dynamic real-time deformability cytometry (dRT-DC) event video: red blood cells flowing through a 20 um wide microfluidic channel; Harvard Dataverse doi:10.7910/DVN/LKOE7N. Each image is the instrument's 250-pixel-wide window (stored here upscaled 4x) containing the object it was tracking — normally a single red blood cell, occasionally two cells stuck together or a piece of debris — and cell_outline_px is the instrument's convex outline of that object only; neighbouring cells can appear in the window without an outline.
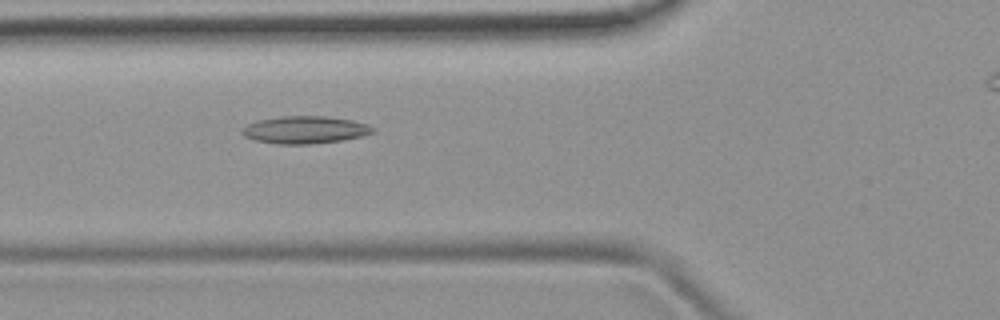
{"species": "common noctule bat (a hibernating species)", "species_latin": "Nyctalus noctula", "temperature_condition": "room temperature", "stored_images_in_passage": 47, "camera_frame_rate_fps": 3000, "um_per_image_px": 0.085, "animal": {"sex": "female", "body_mass_g": 19.9}, "frame": {"image": 1, "passage_image": 19, "time_ms": 6.0, "image_size_px": [1000, 320], "cell_outline_px": [[376, 132], [364, 136], [340, 140], [308, 144], [276, 144], [256, 140], [244, 136], [240, 132], [240, 128], [256, 120], [280, 116], [324, 116], [352, 120], [368, 124], [376, 128]], "centroid_in_image_um": [25.92, 11.03], "position_along_channel_um": 99.9, "area_um2": 21.1}}
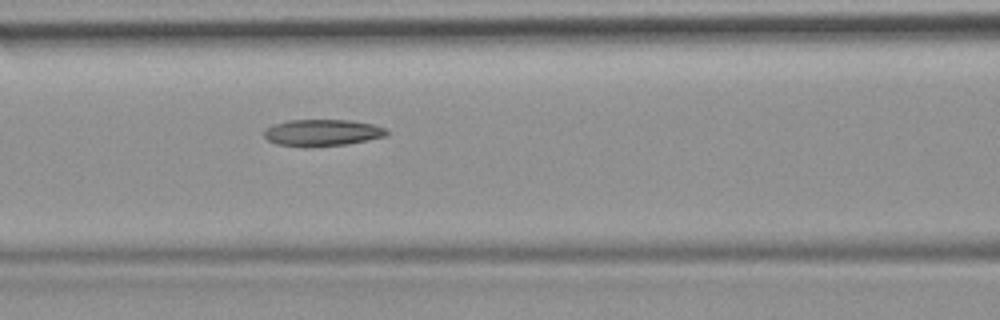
{"frame": {"image": 2, "passage_image": 22, "time_ms": 7.0, "image_size_px": [1000, 320], "cell_outline_px": [[388, 136], [348, 144], [308, 148], [276, 144], [268, 140], [264, 136], [264, 128], [272, 124], [288, 120], [352, 120], [372, 124], [384, 128], [388, 132]], "centroid_in_image_um": [27.36, 11.29], "position_along_channel_um": 139.2, "area_um2": 19.42}}
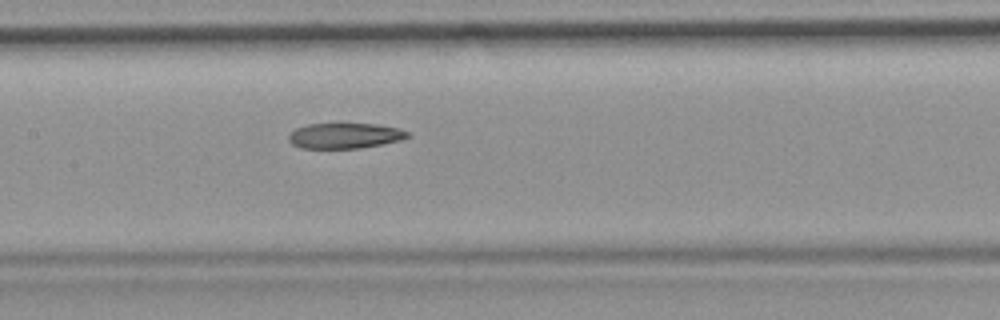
{"frame": {"image": 3, "passage_image": 25, "time_ms": 8.0, "image_size_px": [1000, 320], "cell_outline_px": [[412, 136], [400, 140], [360, 148], [300, 148], [292, 144], [288, 140], [288, 136], [296, 128], [308, 124], [376, 124], [396, 128], [412, 132]], "centroid_in_image_um": [29.32, 11.54], "position_along_channel_um": 178.1, "area_um2": 17.57}}